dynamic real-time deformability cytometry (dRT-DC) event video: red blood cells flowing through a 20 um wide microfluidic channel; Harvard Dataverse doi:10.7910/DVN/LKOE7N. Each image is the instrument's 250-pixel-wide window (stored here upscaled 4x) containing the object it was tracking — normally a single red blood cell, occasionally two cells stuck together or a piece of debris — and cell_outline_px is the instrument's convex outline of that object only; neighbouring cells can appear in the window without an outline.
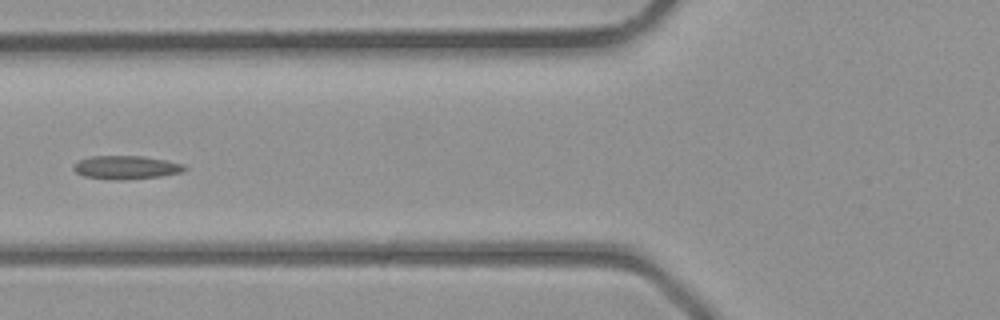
{"species": "common noctule bat (a hibernating species)", "species_latin": "Nyctalus noctula", "temperature_condition": "room temperature", "stored_images_in_passage": 29, "camera_frame_rate_fps": 3000, "um_per_image_px": 0.085, "animal": {"sex": "male", "body_mass_g": 23.1, "forearm_length_mm": 52.7}, "frame": {"image": 1, "passage_image": 5, "time_ms": 1.333, "image_size_px": [1000, 320], "cell_outline_px": [[188, 168], [184, 172], [160, 176], [120, 180], [116, 180], [84, 176], [76, 172], [72, 168], [80, 160], [92, 156], [140, 156], [164, 160], [184, 164]], "centroid_in_image_um": [10.75, 14.23], "position_along_channel_um": 115.0, "area_um2": 14.97}}
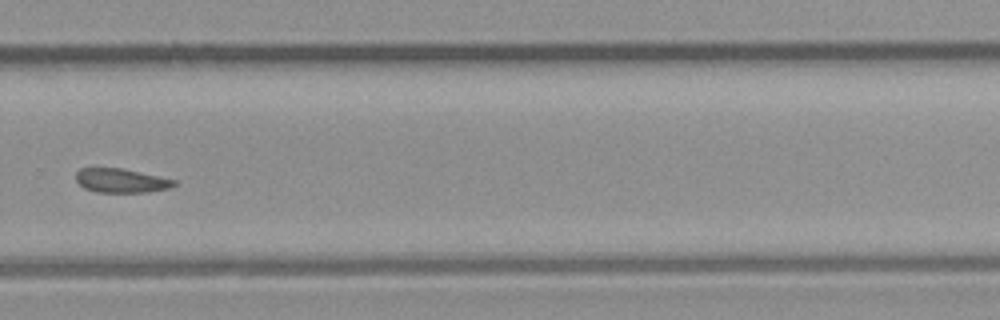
{"frame": {"image": 2, "passage_image": 17, "time_ms": 5.333, "image_size_px": [1000, 320], "cell_outline_px": [[176, 184], [168, 188], [144, 192], [96, 192], [84, 188], [76, 180], [76, 172], [80, 168], [120, 168], [140, 172], [176, 180]], "centroid_in_image_um": [10.26, 15.35], "position_along_channel_um": 319.5, "area_um2": 13.58}}
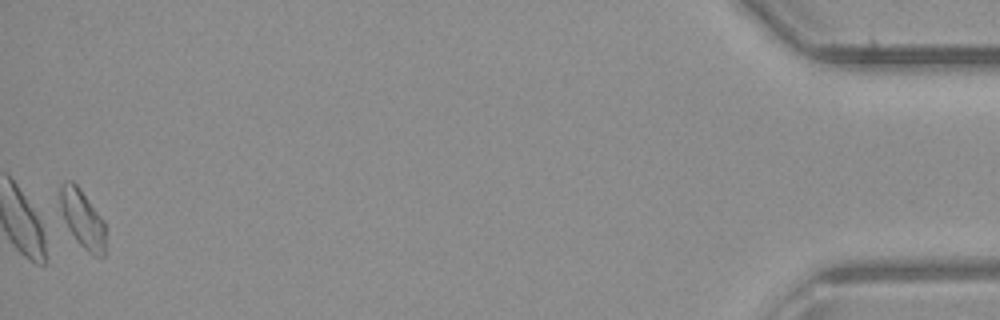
{"frame": {"image": 3, "passage_image": 29, "time_ms": 9.333, "image_size_px": [1000, 320], "cell_outline_px": [[104, 256], [96, 256], [88, 252], [76, 240], [68, 228], [64, 220], [60, 208], [60, 184], [64, 180], [72, 180], [80, 188], [104, 220]], "centroid_in_image_um": [6.98, 18.55], "position_along_channel_um": 428.2, "area_um2": 15.32}}